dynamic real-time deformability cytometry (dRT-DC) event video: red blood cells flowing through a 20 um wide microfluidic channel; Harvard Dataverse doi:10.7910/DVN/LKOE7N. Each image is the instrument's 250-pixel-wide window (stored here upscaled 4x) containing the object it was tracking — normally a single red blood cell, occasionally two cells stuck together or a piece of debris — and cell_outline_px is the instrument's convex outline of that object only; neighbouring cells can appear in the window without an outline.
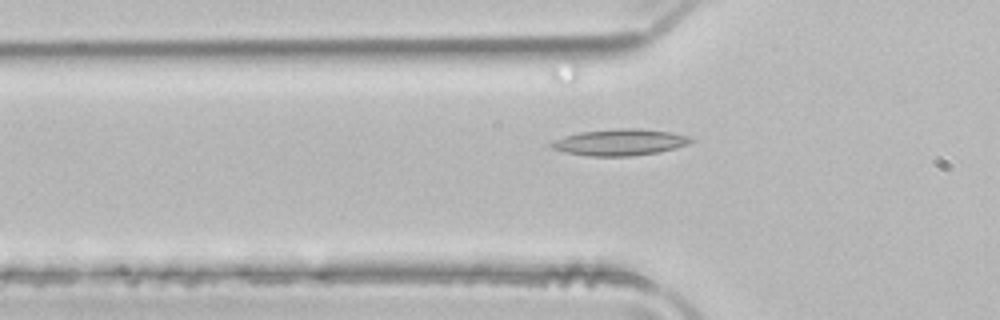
{"species": "common noctule bat (a hibernating species)", "species_latin": "Nyctalus noctula", "temperature_condition": "room temperature", "stored_images_in_passage": 37, "camera_frame_rate_fps": 3000, "um_per_image_px": 0.085, "animal": {"sex": "male", "body_mass_g": 21.5, "forearm_length_mm": 52.0}, "frame": {"image": 1, "passage_image": 3, "time_ms": 0.667, "image_size_px": [1000, 320], "cell_outline_px": [[696, 140], [688, 144], [676, 148], [656, 152], [632, 156], [588, 156], [564, 152], [552, 148], [548, 144], [564, 136], [580, 132], [612, 128], [640, 128], [672, 132], [688, 136]], "centroid_in_image_um": [52.7, 12.08], "position_along_channel_um": 73.1, "area_um2": 21.62}}
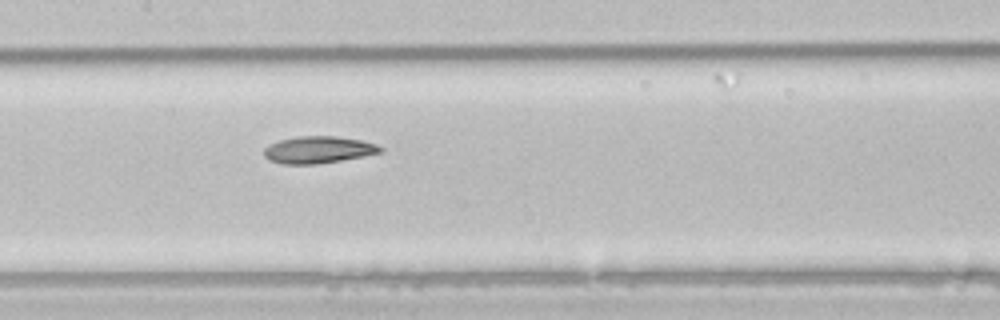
{"frame": {"image": 2, "passage_image": 11, "time_ms": 3.333, "image_size_px": [1000, 320], "cell_outline_px": [[384, 152], [364, 156], [316, 164], [280, 164], [268, 160], [264, 156], [264, 148], [268, 144], [280, 140], [296, 136], [336, 136], [360, 140], [376, 144], [384, 148]], "centroid_in_image_um": [27.04, 12.73], "position_along_channel_um": 180.4, "area_um2": 18.44}}
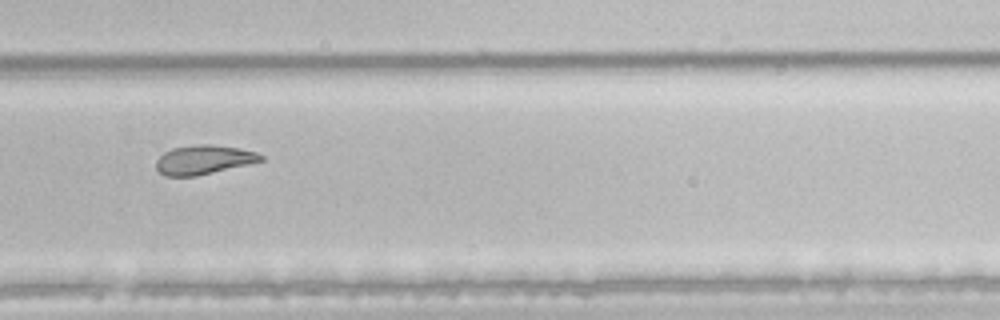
{"frame": {"image": 3, "passage_image": 21, "time_ms": 6.667, "image_size_px": [1000, 320], "cell_outline_px": [[264, 160], [248, 164], [196, 176], [164, 176], [156, 168], [156, 160], [164, 152], [172, 148], [196, 144], [208, 144], [240, 148], [256, 152], [264, 156]], "centroid_in_image_um": [17.3, 13.57], "position_along_channel_um": 312.5, "area_um2": 17.74}, "authors_computed_cell_mechanics": {"area_um2": 18.496, "velocity_mm_per_s": 3.9852, "shape_relaxation_time_tau1_ms": null, "shape_relaxation_time_tau2_ms": 4.1301, "deformation_change_tau1": null, "deformation_change_tau2": 0.1061}}